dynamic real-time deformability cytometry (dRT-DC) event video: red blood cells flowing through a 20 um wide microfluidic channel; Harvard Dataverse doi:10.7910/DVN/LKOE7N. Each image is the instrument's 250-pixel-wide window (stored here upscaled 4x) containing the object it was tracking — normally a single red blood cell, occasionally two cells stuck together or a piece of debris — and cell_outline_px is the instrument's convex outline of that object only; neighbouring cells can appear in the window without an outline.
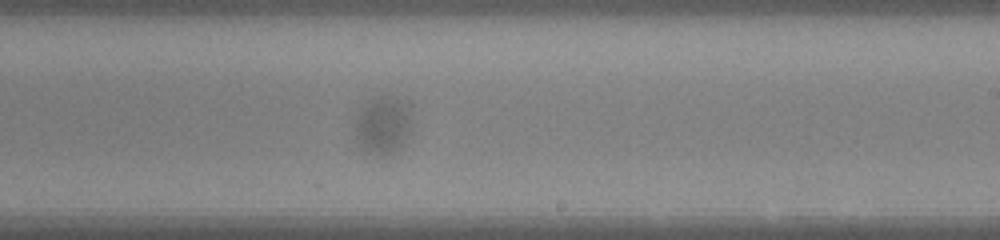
{"species": "human", "species_latin": "Homo sapiens", "temperature_condition": "warm", "stored_images_in_passage": 91, "camera_frame_rate_fps": 3000, "um_per_image_px": 0.085, "donor": {"sex": "female"}, "frame": {"image": 1, "passage_image": 52, "time_ms": 17.0, "image_size_px": [1000, 240], "cell_outline_px": [[408, 132], [404, 140], [392, 152], [384, 156], [380, 156], [364, 152], [356, 136], [352, 124], [356, 116], [368, 100], [380, 96], [388, 96], [404, 104], [408, 112]], "centroid_in_image_um": [32.42, 10.67], "position_along_channel_um": 256.6, "area_um2": 18.32}}